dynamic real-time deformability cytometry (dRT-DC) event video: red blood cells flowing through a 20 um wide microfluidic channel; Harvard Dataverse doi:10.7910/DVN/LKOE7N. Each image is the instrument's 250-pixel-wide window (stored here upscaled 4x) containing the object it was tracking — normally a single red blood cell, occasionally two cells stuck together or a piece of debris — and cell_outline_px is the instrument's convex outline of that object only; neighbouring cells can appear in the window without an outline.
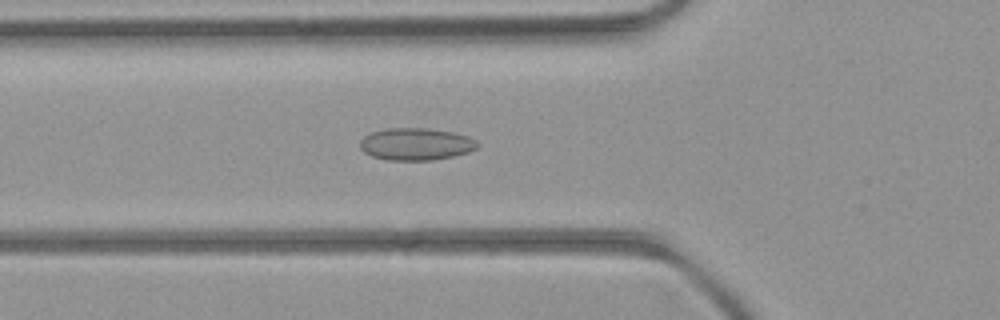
{"species": "common noctule bat (a hibernating species)", "species_latin": "Nyctalus noctula", "temperature_condition": "room temperature", "stored_images_in_passage": 40, "camera_frame_rate_fps": 3000, "um_per_image_px": 0.085, "animal": {"sex": "female", "body_mass_g": 21.9}, "frame": {"image": 1, "passage_image": 14, "time_ms": 4.333, "image_size_px": [1000, 320], "cell_outline_px": [[480, 144], [476, 148], [468, 152], [452, 156], [432, 160], [388, 160], [372, 156], [364, 152], [360, 148], [360, 140], [364, 136], [372, 132], [388, 128], [428, 128], [452, 132], [468, 136], [476, 140]], "centroid_in_image_um": [35.35, 12.24], "position_along_channel_um": 90.4, "area_um2": 22.02}}
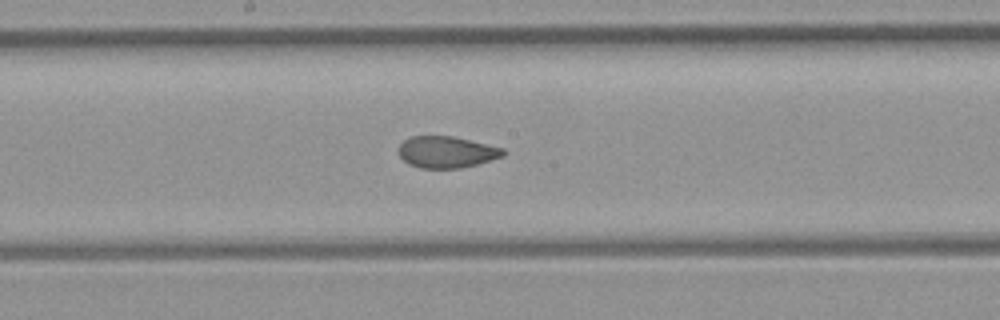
{"frame": {"image": 2, "passage_image": 23, "time_ms": 7.333, "image_size_px": [1000, 320], "cell_outline_px": [[504, 156], [476, 164], [460, 168], [420, 168], [408, 164], [400, 156], [400, 144], [404, 140], [412, 136], [452, 136], [504, 148]], "centroid_in_image_um": [37.95, 12.92], "position_along_channel_um": 210.2, "area_um2": 19.02}}
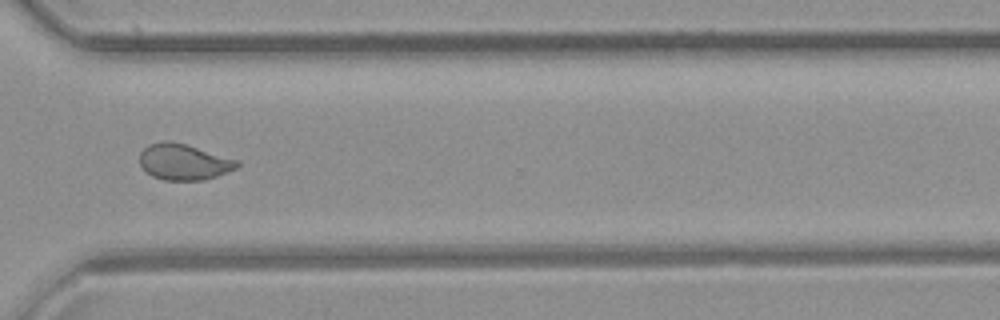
{"frame": {"image": 3, "passage_image": 34, "time_ms": 11.0, "image_size_px": [1000, 320], "cell_outline_px": [[240, 164], [236, 168], [216, 176], [204, 180], [164, 180], [152, 176], [140, 164], [140, 152], [148, 144], [164, 140], [168, 140], [184, 144], [240, 160]], "centroid_in_image_um": [15.62, 13.76], "position_along_channel_um": 355.0, "area_um2": 20.35}, "authors_computed_cell_mechanics": {"area_um2": 20.9525, "velocity_mm_per_s": 3.9643, "shape_relaxation_time_tau1_ms": null, "shape_relaxation_time_tau2_ms": 1.4206, "deformation_change_tau1": null, "deformation_change_tau2": 0.0694}}